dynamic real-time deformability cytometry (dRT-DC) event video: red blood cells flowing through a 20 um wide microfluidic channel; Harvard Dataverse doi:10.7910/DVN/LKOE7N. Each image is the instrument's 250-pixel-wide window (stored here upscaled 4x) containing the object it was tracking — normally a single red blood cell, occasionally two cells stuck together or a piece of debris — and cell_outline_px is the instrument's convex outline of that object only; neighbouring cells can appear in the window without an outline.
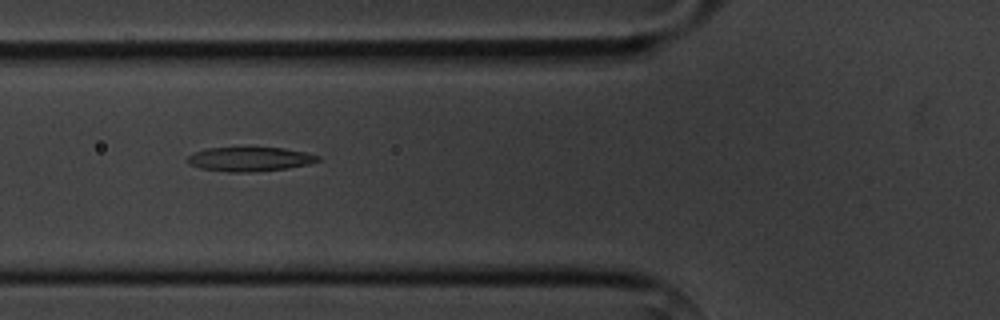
{"species": "common noctule bat (a hibernating species)", "species_latin": "Nyctalus noctula", "temperature_condition": "cold", "stored_images_in_passage": 9, "camera_frame_rate_fps": 3000, "um_per_image_px": 0.085, "animal": {"sex": "male", "body_mass_g": 20.1, "forearm_length_mm": 53.5}, "frame": {"image": 1, "passage_image": 4, "time_ms": 3.333, "image_size_px": [1000, 320], "cell_outline_px": [[320, 160], [308, 164], [288, 168], [252, 172], [228, 172], [200, 168], [188, 164], [188, 156], [196, 152], [208, 148], [284, 148], [304, 152], [320, 156]], "centroid_in_image_um": [21.24, 13.53], "position_along_channel_um": 104.6, "area_um2": 18.21}}
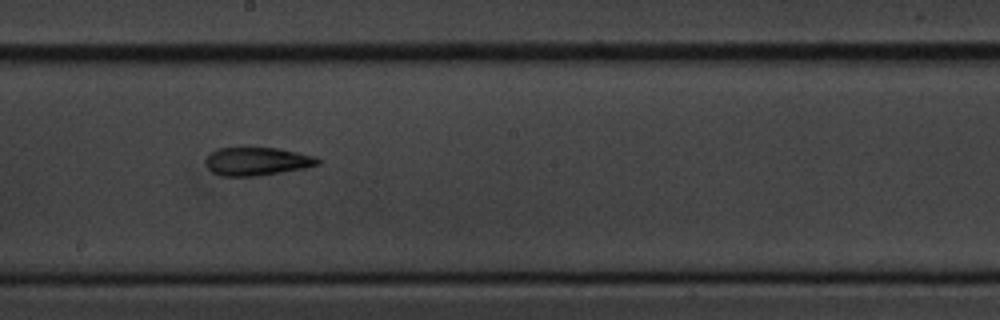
{"frame": {"image": 2, "passage_image": 7, "time_ms": 6.667, "image_size_px": [1000, 320], "cell_outline_px": [[320, 164], [304, 168], [256, 176], [220, 176], [212, 172], [208, 168], [208, 156], [216, 148], [280, 148], [316, 156], [320, 160]], "centroid_in_image_um": [21.89, 13.71], "position_along_channel_um": 226.3, "area_um2": 18.26}}
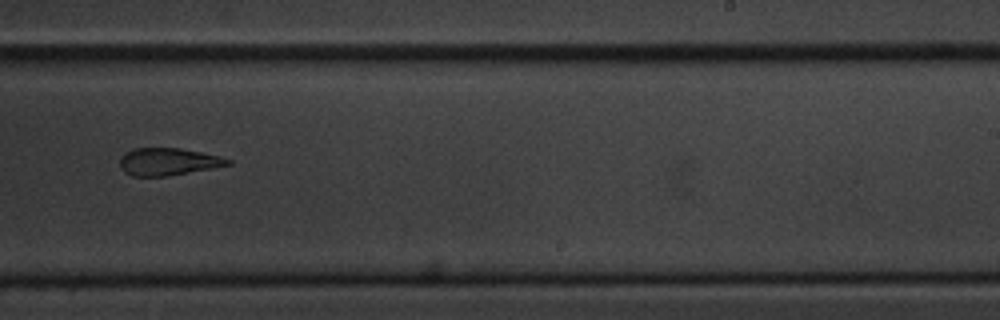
{"frame": {"image": 3, "passage_image": 8, "time_ms": 8.0, "image_size_px": [1000, 320], "cell_outline_px": [[232, 164], [212, 168], [168, 176], [132, 176], [124, 172], [120, 168], [120, 160], [132, 148], [180, 148], [200, 152], [232, 160]], "centroid_in_image_um": [14.28, 13.75], "position_along_channel_um": 274.7, "area_um2": 16.99}}